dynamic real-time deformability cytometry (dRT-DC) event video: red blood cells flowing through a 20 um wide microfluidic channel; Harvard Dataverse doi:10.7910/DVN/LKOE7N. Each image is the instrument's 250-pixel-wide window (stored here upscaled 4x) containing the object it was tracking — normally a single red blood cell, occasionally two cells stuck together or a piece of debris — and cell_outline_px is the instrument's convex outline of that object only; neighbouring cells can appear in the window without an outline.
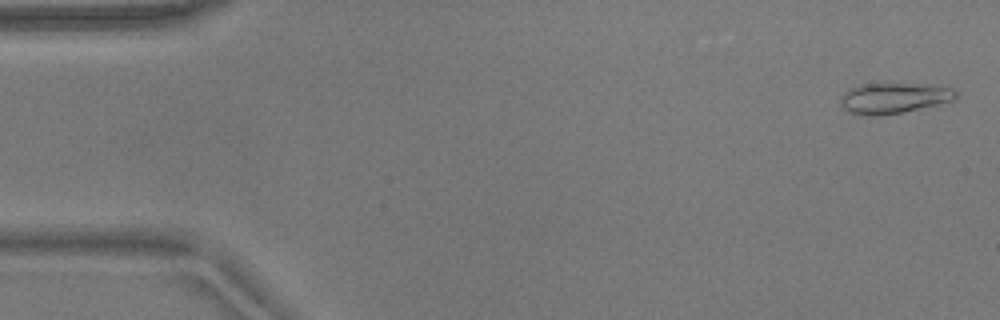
{"species": "common noctule bat (a hibernating species)", "species_latin": "Nyctalus noctula", "temperature_condition": "warm", "stored_images_in_passage": 54, "camera_frame_rate_fps": 3000, "um_per_image_px": 0.085, "animal": {"sex": "male", "body_mass_g": 17.9}, "frame": {"image": 1, "passage_image": 2, "time_ms": 0.333, "image_size_px": [1000, 320], "cell_outline_px": [[956, 96], [952, 100], [936, 104], [900, 112], [876, 116], [860, 116], [848, 112], [840, 104], [840, 96], [848, 88], [864, 84], [908, 84], [952, 88], [956, 92]], "centroid_in_image_um": [75.84, 8.35], "position_along_channel_um": 9.2, "area_um2": 20.11}}
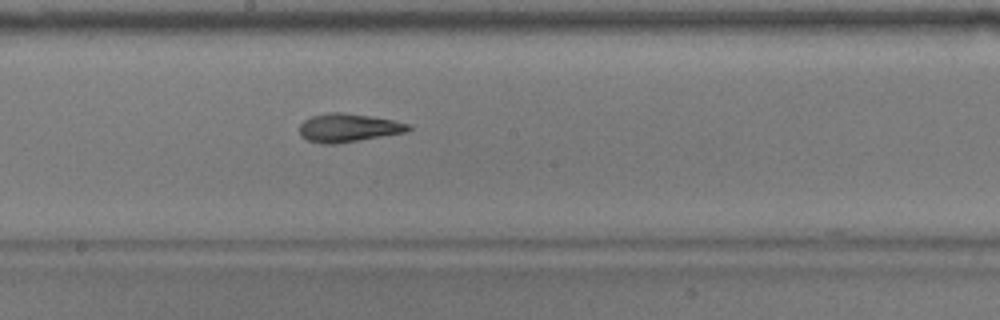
{"frame": {"image": 2, "passage_image": 29, "time_ms": 9.333, "image_size_px": [1000, 320], "cell_outline_px": [[412, 128], [408, 132], [336, 144], [320, 144], [308, 140], [300, 136], [300, 124], [304, 120], [312, 116], [332, 112], [340, 112], [368, 116], [392, 120], [408, 124]], "centroid_in_image_um": [29.59, 10.88], "position_along_channel_um": 218.6, "area_um2": 17.92}}
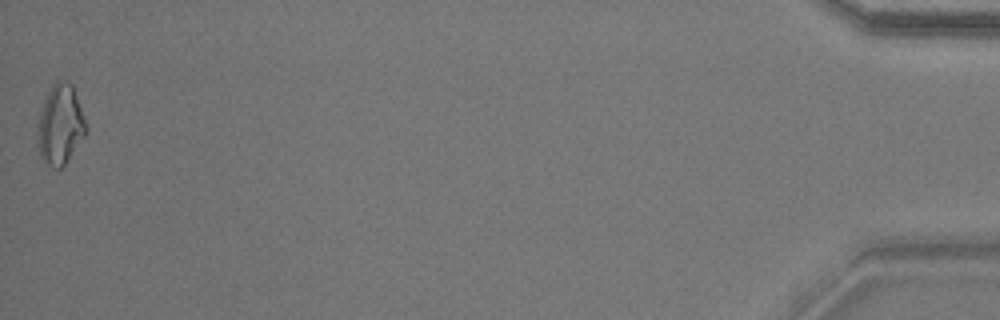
{"frame": {"image": 3, "passage_image": 54, "time_ms": 17.667, "image_size_px": [1000, 320], "cell_outline_px": [[88, 132], [64, 164], [60, 168], [56, 168], [48, 164], [40, 156], [36, 144], [40, 112], [44, 100], [48, 92], [56, 80], [64, 80], [72, 84], [84, 116], [88, 128]], "centroid_in_image_um": [5.13, 10.59], "position_along_channel_um": 430.1, "area_um2": 22.43}, "authors_computed_cell_mechanics": {"area_um2": 18.2648, "velocity_mm_per_s": 3.7203, "shape_relaxation_time_tau1_ms": 4.7797, "shape_relaxation_time_tau2_ms": 3.1584, "deformation_change_tau1": 0.1591, "deformation_change_tau2": 0.1006}}